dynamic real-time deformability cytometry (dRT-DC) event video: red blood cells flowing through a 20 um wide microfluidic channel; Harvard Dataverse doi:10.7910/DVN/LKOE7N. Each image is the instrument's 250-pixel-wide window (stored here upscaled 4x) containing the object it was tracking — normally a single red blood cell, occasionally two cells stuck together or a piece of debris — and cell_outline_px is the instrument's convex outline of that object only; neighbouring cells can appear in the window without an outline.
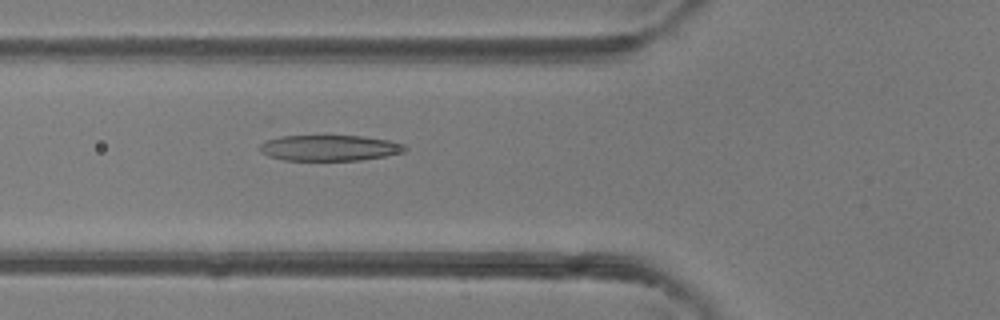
{"species": "common noctule bat (a hibernating species)", "species_latin": "Nyctalus noctula", "temperature_condition": "room temperature", "stored_images_in_passage": 30, "camera_frame_rate_fps": 3000, "um_per_image_px": 0.085, "animal": {"sex": "female"}, "frame": {"image": 1, "passage_image": 7, "time_ms": 2.0, "image_size_px": [1000, 320], "cell_outline_px": [[408, 148], [404, 152], [384, 156], [360, 160], [284, 160], [268, 156], [260, 152], [260, 144], [264, 140], [280, 136], [324, 132], [360, 136], [388, 140], [404, 144]], "centroid_in_image_um": [27.95, 12.51], "position_along_channel_um": 97.9, "area_um2": 22.95}}
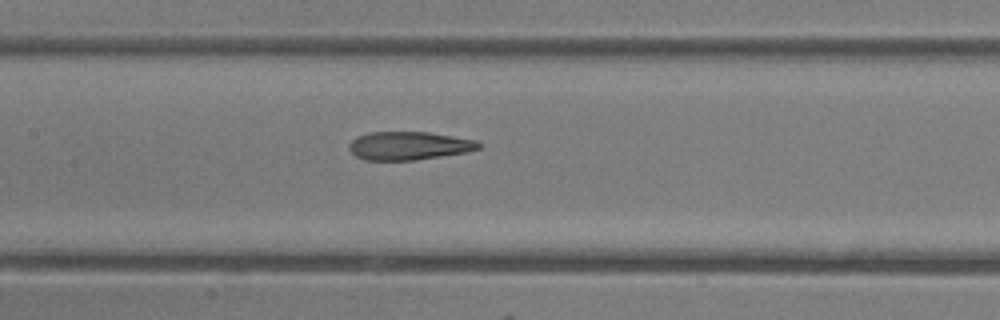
{"frame": {"image": 2, "passage_image": 12, "time_ms": 3.667, "image_size_px": [1000, 320], "cell_outline_px": [[480, 148], [468, 152], [416, 160], [364, 160], [356, 156], [348, 148], [348, 144], [352, 140], [368, 132], [428, 132], [476, 140], [480, 144]], "centroid_in_image_um": [34.75, 12.39], "position_along_channel_um": 172.6, "area_um2": 21.33}}
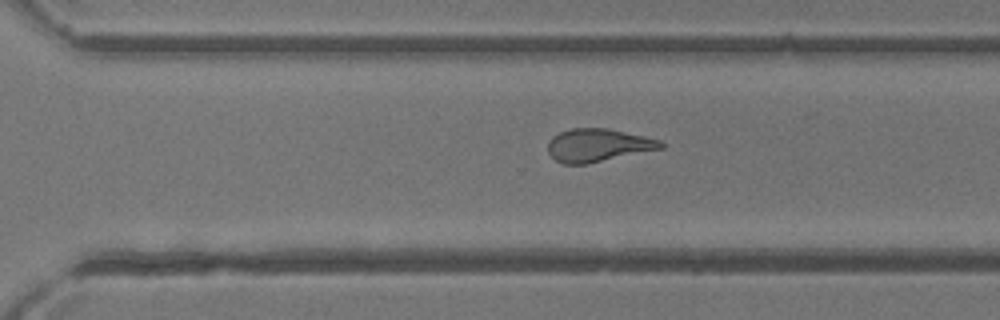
{"frame": {"image": 3, "passage_image": 22, "time_ms": 7.0, "image_size_px": [1000, 320], "cell_outline_px": [[664, 148], [588, 164], [564, 164], [556, 160], [548, 152], [548, 140], [552, 136], [560, 132], [572, 128], [608, 128], [644, 136], [660, 140], [664, 144]], "centroid_in_image_um": [50.83, 12.34], "position_along_channel_um": 319.8, "area_um2": 21.79}, "authors_computed_cell_mechanics": {"area_um2": 22.4264, "velocity_mm_per_s": 4.4291, "shape_relaxation_time_tau1_ms": 7.5545, "shape_relaxation_time_tau2_ms": 2.1844, "deformation_change_tau1": 0.2902, "deformation_change_tau2": 0.1231}}